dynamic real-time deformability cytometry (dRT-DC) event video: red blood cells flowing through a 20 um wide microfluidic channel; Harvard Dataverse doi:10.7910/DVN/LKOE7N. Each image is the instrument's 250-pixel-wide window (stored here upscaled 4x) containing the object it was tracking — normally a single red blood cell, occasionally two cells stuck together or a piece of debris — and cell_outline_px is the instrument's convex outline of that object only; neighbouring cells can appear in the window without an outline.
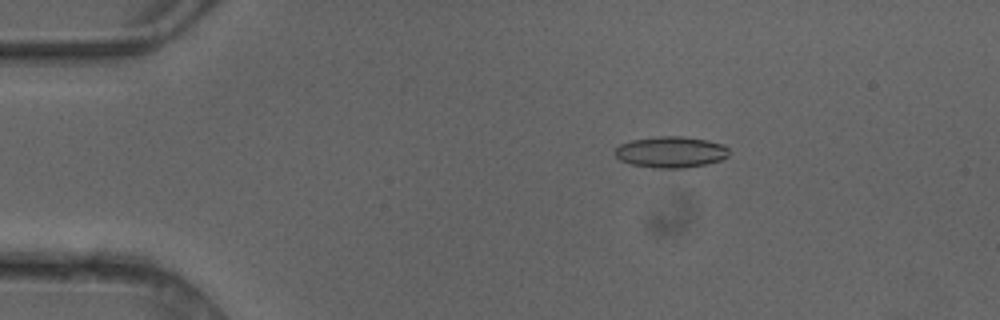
{"species": "common noctule bat (a hibernating species)", "species_latin": "Nyctalus noctula", "temperature_condition": "cold", "stored_images_in_passage": 7, "camera_frame_rate_fps": 3000, "um_per_image_px": 0.085, "animal": {"sex": "female"}, "frame": {"image": 1, "passage_image": 3, "time_ms": 0.667, "image_size_px": [1000, 320], "cell_outline_px": [[728, 156], [720, 160], [704, 164], [684, 168], [652, 168], [632, 164], [620, 160], [612, 152], [620, 144], [632, 140], [660, 136], [684, 136], [708, 140], [724, 144], [728, 148]], "centroid_in_image_um": [57.01, 12.92], "position_along_channel_um": 28.0, "area_um2": 20.81}}
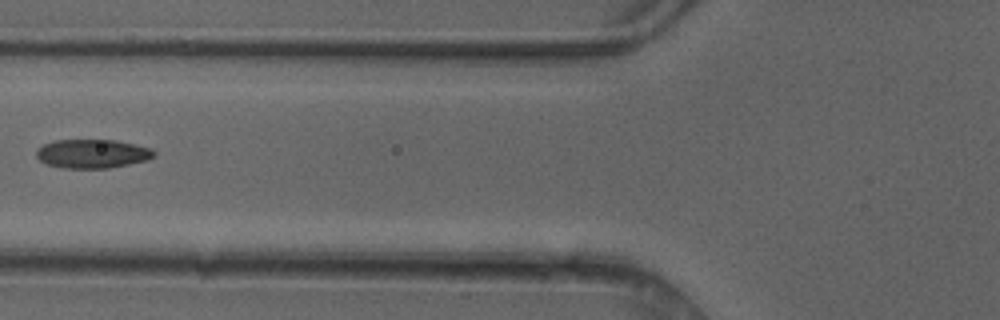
{"frame": {"image": 2, "passage_image": 6, "time_ms": 1.667, "image_size_px": [1000, 320], "cell_outline_px": [[156, 156], [148, 160], [108, 168], [64, 168], [48, 164], [40, 160], [36, 156], [36, 148], [52, 140], [116, 140], [152, 148], [156, 152]], "centroid_in_image_um": [7.86, 13.06], "position_along_channel_um": 117.9, "area_um2": 19.88}}
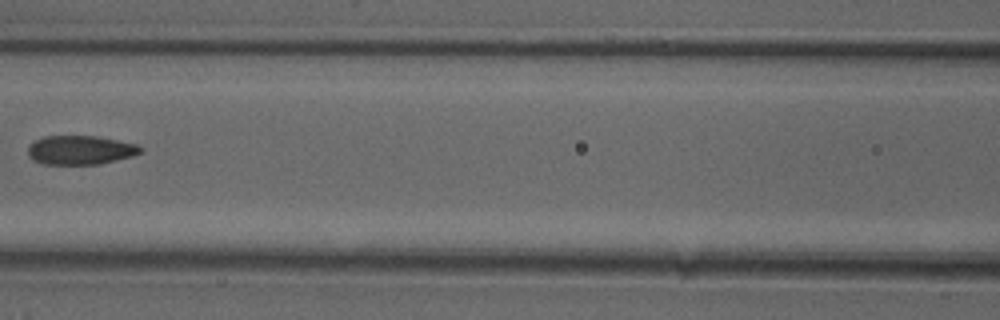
{"frame": {"image": 3, "passage_image": 7, "time_ms": 2.0, "image_size_px": [1000, 320], "cell_outline_px": [[144, 148], [140, 152], [132, 156], [100, 164], [44, 164], [32, 160], [28, 156], [28, 148], [36, 140], [44, 136], [96, 136], [136, 144]], "centroid_in_image_um": [6.82, 12.76], "position_along_channel_um": 159.8, "area_um2": 18.9}}